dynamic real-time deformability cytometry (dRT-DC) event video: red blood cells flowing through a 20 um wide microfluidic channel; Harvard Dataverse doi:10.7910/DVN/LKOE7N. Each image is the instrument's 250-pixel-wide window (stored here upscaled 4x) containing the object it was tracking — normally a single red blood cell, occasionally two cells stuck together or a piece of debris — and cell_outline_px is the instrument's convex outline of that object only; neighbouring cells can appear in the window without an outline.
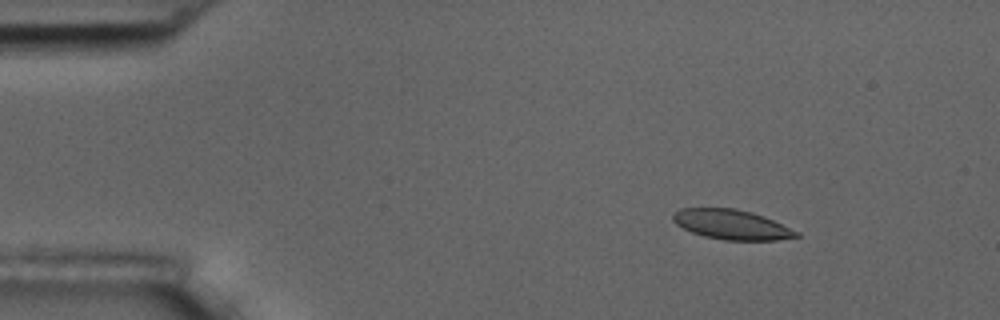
{"species": "common noctule bat (a hibernating species)", "species_latin": "Nyctalus noctula", "temperature_condition": "room temperature", "stored_images_in_passage": 10, "camera_frame_rate_fps": 3000, "um_per_image_px": 0.085, "animal": {"sex": "male", "body_mass_g": 17.5, "forearm_length_mm": 52.3}, "frame": {"image": 1, "passage_image": 1, "time_ms": 0.0, "image_size_px": [1000, 320], "cell_outline_px": [[800, 236], [776, 240], [724, 240], [704, 236], [692, 232], [676, 224], [672, 220], [672, 212], [680, 208], [736, 208], [752, 212], [764, 216], [800, 232]], "centroid_in_image_um": [62.17, 19.08], "position_along_channel_um": 22.8, "area_um2": 21.5}}
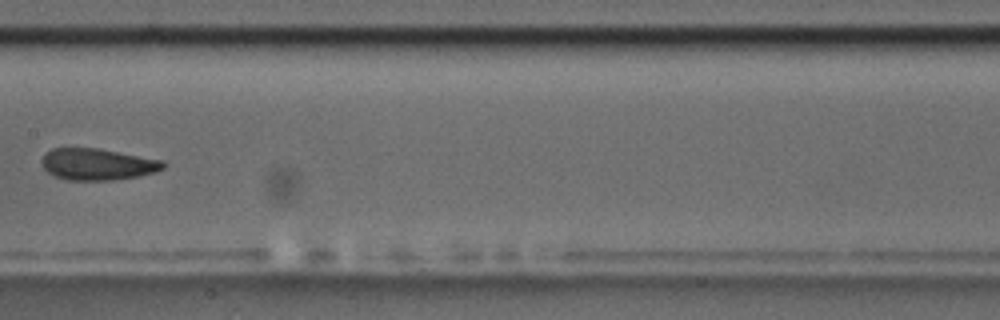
{"frame": {"image": 2, "passage_image": 7, "time_ms": 7.0, "image_size_px": [1000, 320], "cell_outline_px": [[168, 164], [164, 168], [156, 172], [136, 176], [112, 180], [68, 180], [52, 176], [40, 164], [40, 160], [52, 148], [96, 148], [164, 160]], "centroid_in_image_um": [8.29, 13.97], "position_along_channel_um": 199.1, "area_um2": 22.43}}
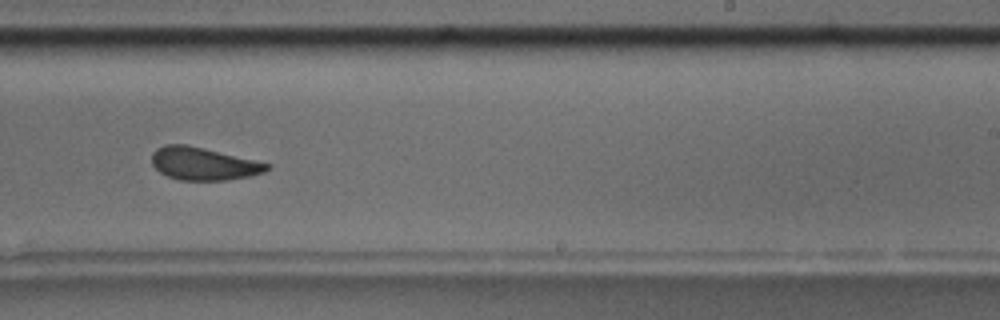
{"frame": {"image": 3, "passage_image": 9, "time_ms": 9.0, "image_size_px": [1000, 320], "cell_outline_px": [[272, 168], [264, 172], [252, 176], [224, 180], [180, 180], [168, 176], [160, 172], [152, 164], [152, 152], [156, 148], [164, 144], [188, 144], [272, 164]], "centroid_in_image_um": [17.31, 13.9], "position_along_channel_um": 271.7, "area_um2": 22.14}}